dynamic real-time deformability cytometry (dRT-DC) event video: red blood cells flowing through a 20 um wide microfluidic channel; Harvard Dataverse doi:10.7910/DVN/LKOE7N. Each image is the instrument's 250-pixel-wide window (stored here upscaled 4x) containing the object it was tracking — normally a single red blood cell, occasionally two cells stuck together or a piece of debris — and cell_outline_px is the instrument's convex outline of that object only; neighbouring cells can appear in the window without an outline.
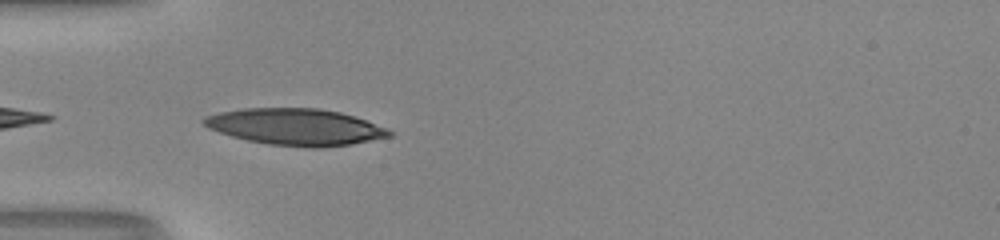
{"species": "human", "species_latin": "Homo sapiens", "temperature_condition": "room temperature", "stored_images_in_passage": 7, "camera_frame_rate_fps": 3000, "um_per_image_px": 0.085, "donor": {"sex": "male"}, "frame": {"image": 1, "passage_image": 1, "time_ms": 0.0, "image_size_px": [1000, 240], "cell_outline_px": [[392, 136], [348, 144], [320, 148], [308, 148], [268, 144], [248, 140], [232, 136], [208, 128], [200, 120], [204, 116], [220, 112], [240, 108], [320, 108], [340, 112], [388, 128], [392, 132]], "centroid_in_image_um": [25.08, 10.78], "position_along_channel_um": 59.9, "area_um2": 39.42}}